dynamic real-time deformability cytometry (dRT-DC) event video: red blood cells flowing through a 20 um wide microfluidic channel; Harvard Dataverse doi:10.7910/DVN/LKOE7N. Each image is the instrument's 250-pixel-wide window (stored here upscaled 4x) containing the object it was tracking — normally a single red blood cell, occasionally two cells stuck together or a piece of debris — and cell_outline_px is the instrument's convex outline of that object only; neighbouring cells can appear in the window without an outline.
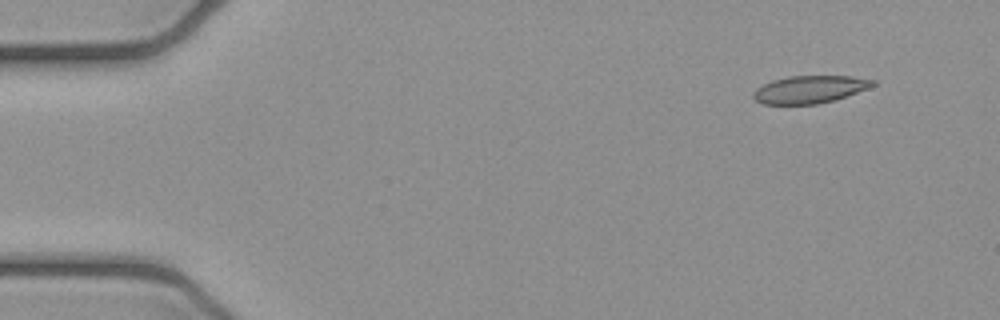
{"species": "common noctule bat (a hibernating species)", "species_latin": "Nyctalus noctula", "temperature_condition": "cold", "stored_images_in_passage": 5, "camera_frame_rate_fps": 3000, "um_per_image_px": 0.085, "animal": {"sex": "female", "body_mass_g": 21.9}, "frame": {"image": 1, "passage_image": 2, "time_ms": 0.333, "image_size_px": [1000, 320], "cell_outline_px": [[876, 84], [868, 88], [836, 100], [816, 104], [764, 104], [756, 100], [752, 96], [752, 92], [756, 88], [772, 80], [788, 76], [852, 76], [876, 80]], "centroid_in_image_um": [68.83, 7.59], "position_along_channel_um": 16.2, "area_um2": 19.25}}
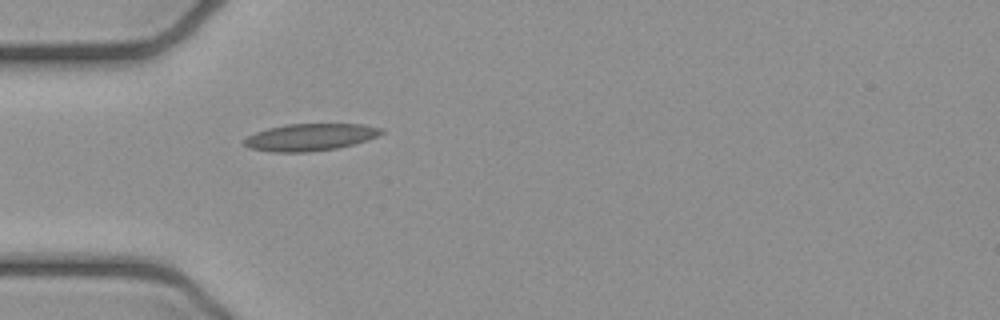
{"frame": {"image": 2, "passage_image": 5, "time_ms": 1.333, "image_size_px": [1000, 320], "cell_outline_px": [[384, 132], [368, 140], [336, 148], [308, 152], [272, 152], [248, 148], [244, 144], [244, 140], [248, 136], [256, 132], [268, 128], [284, 124], [360, 124], [384, 128]], "centroid_in_image_um": [26.35, 11.65], "position_along_channel_um": 58.6, "area_um2": 21.62}}